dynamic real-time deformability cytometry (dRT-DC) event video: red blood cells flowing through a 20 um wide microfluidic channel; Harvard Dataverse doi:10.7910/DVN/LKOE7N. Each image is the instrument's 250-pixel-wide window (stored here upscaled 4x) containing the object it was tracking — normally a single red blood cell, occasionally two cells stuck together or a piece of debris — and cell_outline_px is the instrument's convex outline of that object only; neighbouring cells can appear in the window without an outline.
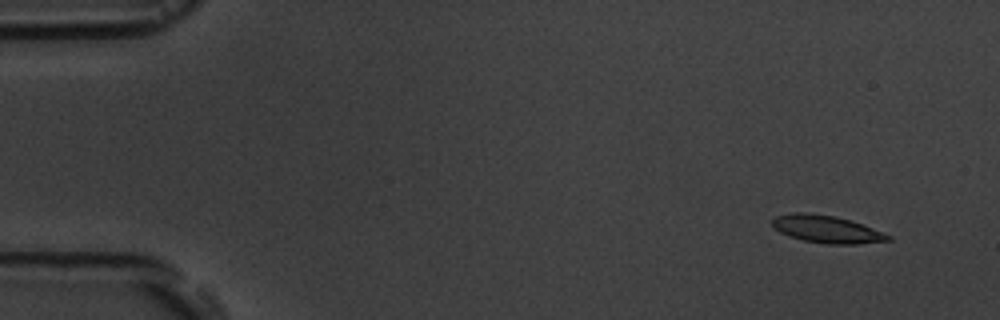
{"species": "common noctule bat (a hibernating species)", "species_latin": "Nyctalus noctula", "temperature_condition": "room temperature", "stored_images_in_passage": 4, "camera_frame_rate_fps": 3000, "um_per_image_px": 0.085, "animal": {"sex": "male", "body_mass_g": 19.5, "forearm_length_mm": 54.6}, "frame": {"image": 1, "passage_image": 1, "time_ms": 0.0, "image_size_px": [1000, 320], "cell_outline_px": [[892, 240], [860, 244], [828, 244], [804, 240], [788, 236], [780, 232], [772, 224], [772, 220], [776, 216], [792, 212], [808, 212], [836, 216], [872, 228], [892, 236]], "centroid_in_image_um": [70.26, 19.48], "position_along_channel_um": 14.7, "area_um2": 18.44}}
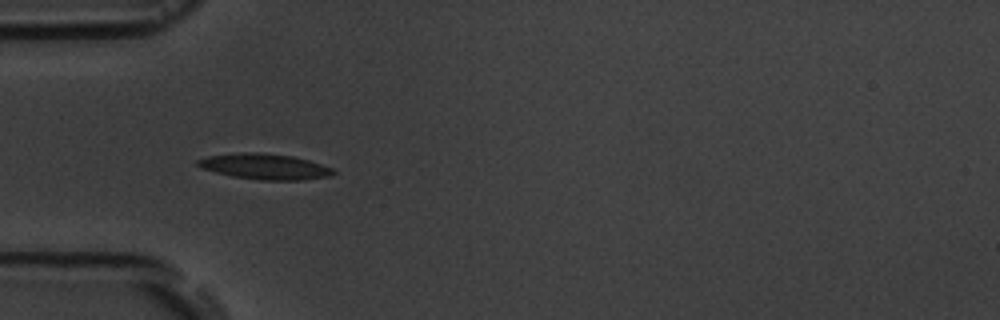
{"frame": {"image": 2, "passage_image": 4, "time_ms": 4.333, "image_size_px": [1000, 320], "cell_outline_px": [[336, 172], [328, 176], [304, 180], [260, 180], [232, 176], [200, 168], [196, 164], [196, 160], [208, 156], [240, 152], [260, 152], [292, 156], [308, 160], [332, 168]], "centroid_in_image_um": [22.47, 14.15], "position_along_channel_um": 62.5, "area_um2": 20.23}}